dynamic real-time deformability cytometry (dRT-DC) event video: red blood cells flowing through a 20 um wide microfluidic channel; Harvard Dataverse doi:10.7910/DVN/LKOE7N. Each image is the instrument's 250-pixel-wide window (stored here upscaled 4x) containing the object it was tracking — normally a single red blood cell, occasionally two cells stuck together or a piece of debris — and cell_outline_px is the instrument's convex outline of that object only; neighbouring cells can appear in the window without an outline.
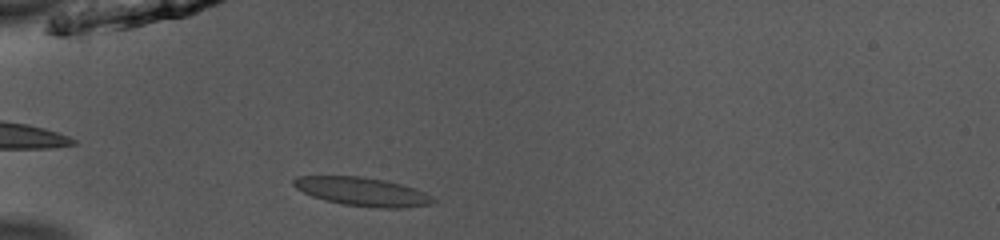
{"species": "common noctule bat (a hibernating species)", "species_latin": "Nyctalus noctula", "temperature_condition": "room temperature", "stored_images_in_passage": 40, "camera_frame_rate_fps": 3000, "um_per_image_px": 0.085, "animal": {"sex": "male", "body_mass_g": 13.0, "forearm_length_mm": 53.1}, "frame": {"image": 1, "passage_image": 5, "time_ms": 1.333, "image_size_px": [1000, 240], "cell_outline_px": [[440, 200], [432, 204], [400, 208], [376, 208], [344, 204], [324, 200], [312, 196], [296, 188], [292, 184], [292, 180], [296, 176], [360, 176], [384, 180], [400, 184], [424, 192]], "centroid_in_image_um": [30.81, 16.29], "position_along_channel_um": 54.2, "area_um2": 23.24}}
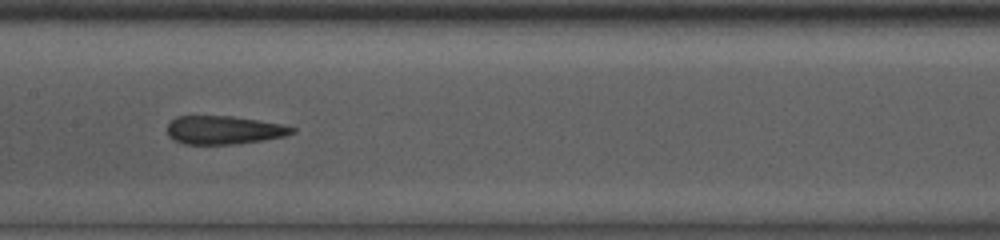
{"frame": {"image": 2, "passage_image": 16, "time_ms": 5.0, "image_size_px": [1000, 240], "cell_outline_px": [[296, 132], [284, 136], [236, 144], [184, 144], [168, 136], [168, 124], [176, 116], [232, 116], [260, 120], [280, 124], [296, 128]], "centroid_in_image_um": [19.03, 11.05], "position_along_channel_um": 188.4, "area_um2": 20.52}}
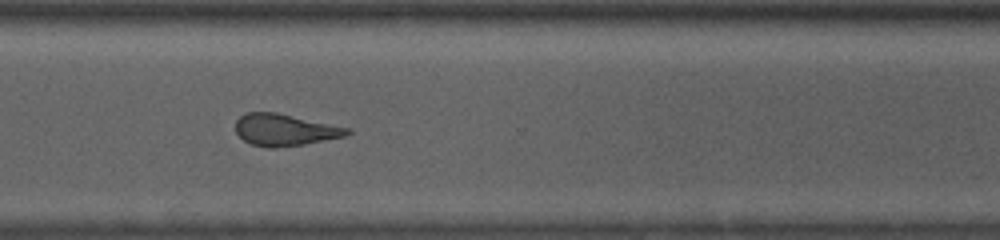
{"frame": {"image": 3, "passage_image": 28, "time_ms": 9.0, "image_size_px": [1000, 240], "cell_outline_px": [[352, 132], [348, 136], [304, 144], [276, 148], [268, 148], [252, 144], [244, 140], [236, 132], [236, 120], [244, 112], [276, 112], [352, 128]], "centroid_in_image_um": [24.25, 11.03], "position_along_channel_um": 346.3, "area_um2": 20.92}, "authors_computed_cell_mechanics": {"area_um2": 21.7906, "velocity_mm_per_s": 3.9656, "shape_relaxation_time_tau1_ms": null, "shape_relaxation_time_tau2_ms": 2.5249, "deformation_change_tau1": null, "deformation_change_tau2": 0.0994}}